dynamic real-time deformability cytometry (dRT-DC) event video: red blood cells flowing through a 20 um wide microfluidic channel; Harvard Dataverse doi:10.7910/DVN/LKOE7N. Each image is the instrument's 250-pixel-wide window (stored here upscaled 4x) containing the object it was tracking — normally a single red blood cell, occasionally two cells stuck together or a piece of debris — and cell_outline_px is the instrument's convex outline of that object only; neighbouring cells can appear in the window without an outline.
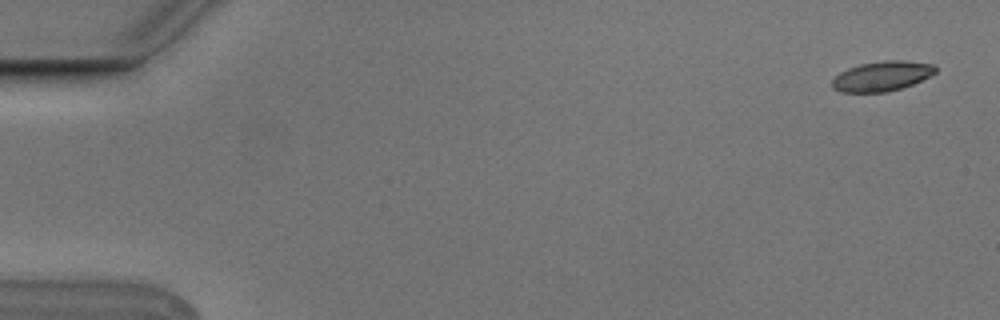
{"species": "Egyptian fruit bat (a non-hibernating species)", "species_latin": "Rousettus aegyptiacus", "temperature_condition": "cold", "stored_images_in_passage": 5, "camera_frame_rate_fps": 3000, "um_per_image_px": 0.085, "animal": {"sex": "male"}, "frame": {"image": 1, "passage_image": 1, "time_ms": 0.0, "image_size_px": [1000, 320], "cell_outline_px": [[936, 72], [912, 84], [888, 92], [840, 92], [832, 88], [832, 80], [840, 72], [848, 68], [860, 64], [884, 60], [904, 60], [932, 64], [936, 68]], "centroid_in_image_um": [74.93, 6.47], "position_along_channel_um": 10.1, "area_um2": 17.86}}